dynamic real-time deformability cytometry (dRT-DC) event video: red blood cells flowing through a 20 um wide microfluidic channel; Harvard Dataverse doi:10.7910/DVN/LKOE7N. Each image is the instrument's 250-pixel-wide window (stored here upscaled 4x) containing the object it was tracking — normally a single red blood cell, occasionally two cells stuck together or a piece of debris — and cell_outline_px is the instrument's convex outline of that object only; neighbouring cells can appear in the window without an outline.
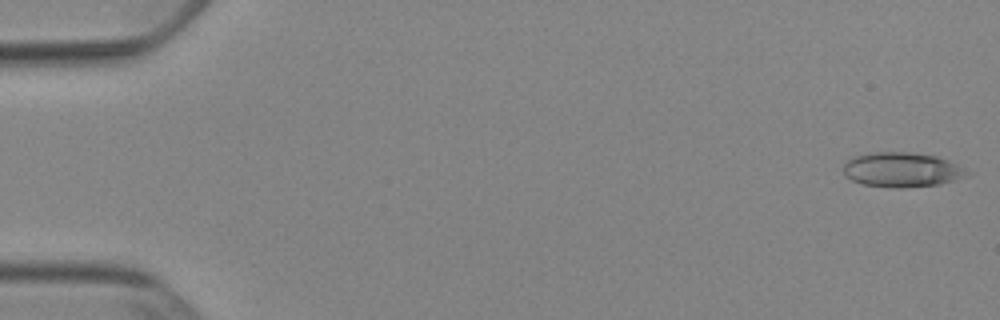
{"species": "Egyptian fruit bat (a non-hibernating species)", "species_latin": "Rousettus aegyptiacus", "temperature_condition": "cold", "stored_images_in_passage": 52, "camera_frame_rate_fps": 3000, "um_per_image_px": 0.085, "animal": {"sex": "female"}, "frame": {"image": 1, "passage_image": 1, "time_ms": 0.0, "image_size_px": [1000, 320], "cell_outline_px": [[968, 176], [940, 184], [904, 188], [892, 188], [864, 184], [852, 180], [844, 176], [844, 164], [852, 156], [872, 152], [908, 152], [936, 156], [948, 160], [964, 168]], "centroid_in_image_um": [76.63, 14.43], "position_along_channel_um": 8.4, "area_um2": 24.97}}
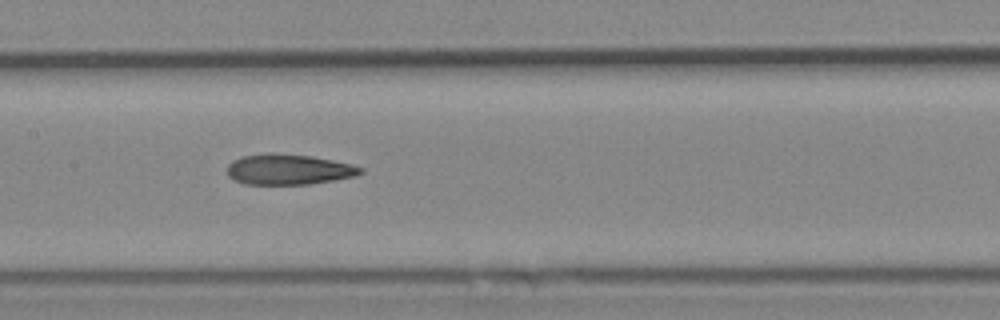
{"frame": {"image": 2, "passage_image": 26, "time_ms": 8.333, "image_size_px": [1000, 320], "cell_outline_px": [[364, 172], [356, 176], [308, 184], [244, 184], [228, 176], [228, 164], [232, 160], [240, 156], [272, 152], [312, 156], [352, 164], [364, 168]], "centroid_in_image_um": [24.53, 14.39], "position_along_channel_um": 182.9, "area_um2": 23.81}}
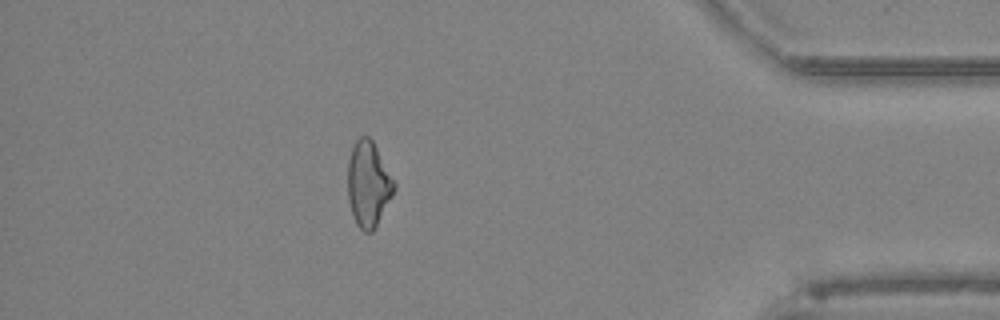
{"frame": {"image": 3, "passage_image": 46, "time_ms": 15.0, "image_size_px": [1000, 320], "cell_outline_px": [[396, 188], [392, 196], [372, 232], [364, 232], [356, 224], [352, 216], [348, 200], [348, 160], [352, 148], [356, 140], [360, 136], [368, 136], [372, 140], [396, 184]], "centroid_in_image_um": [31.29, 15.65], "position_along_channel_um": 403.9, "area_um2": 22.89}, "authors_computed_cell_mechanics": {"area_um2": 24.0737, "velocity_mm_per_s": 3.906, "shape_relaxation_time_tau1_ms": null, "shape_relaxation_time_tau2_ms": 3.6581, "deformation_change_tau1": null, "deformation_change_tau2": 0.1339}}